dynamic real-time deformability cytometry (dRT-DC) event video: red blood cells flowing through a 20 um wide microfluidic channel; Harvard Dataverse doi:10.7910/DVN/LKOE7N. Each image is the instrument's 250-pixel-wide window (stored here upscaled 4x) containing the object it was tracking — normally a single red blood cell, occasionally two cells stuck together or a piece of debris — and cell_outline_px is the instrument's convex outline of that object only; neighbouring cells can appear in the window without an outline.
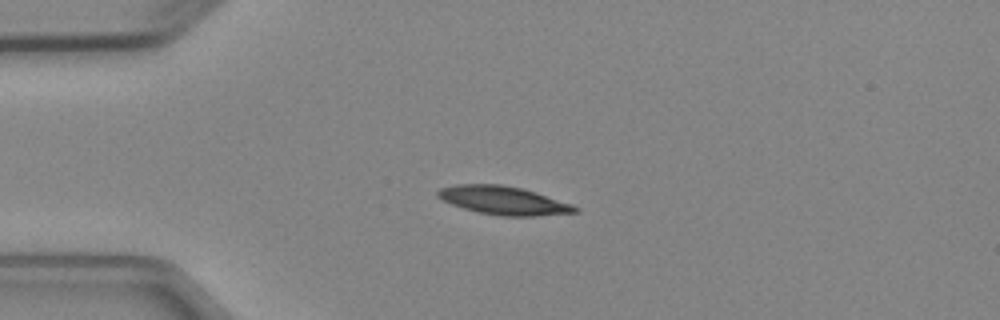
{"species": "Egyptian fruit bat (a non-hibernating species)", "species_latin": "Rousettus aegyptiacus", "temperature_condition": "cold", "stored_images_in_passage": 3, "camera_frame_rate_fps": 3000, "um_per_image_px": 0.085, "animal": {"sex": "female"}, "frame": {"image": 1, "passage_image": 3, "time_ms": 2.333, "image_size_px": [1000, 320], "cell_outline_px": [[580, 212], [536, 216], [500, 216], [480, 212], [464, 208], [452, 204], [436, 196], [436, 192], [440, 188], [456, 184], [500, 184], [520, 188], [536, 192], [572, 204], [580, 208]], "centroid_in_image_um": [42.83, 17.04], "position_along_channel_um": 42.2, "area_um2": 22.66}}